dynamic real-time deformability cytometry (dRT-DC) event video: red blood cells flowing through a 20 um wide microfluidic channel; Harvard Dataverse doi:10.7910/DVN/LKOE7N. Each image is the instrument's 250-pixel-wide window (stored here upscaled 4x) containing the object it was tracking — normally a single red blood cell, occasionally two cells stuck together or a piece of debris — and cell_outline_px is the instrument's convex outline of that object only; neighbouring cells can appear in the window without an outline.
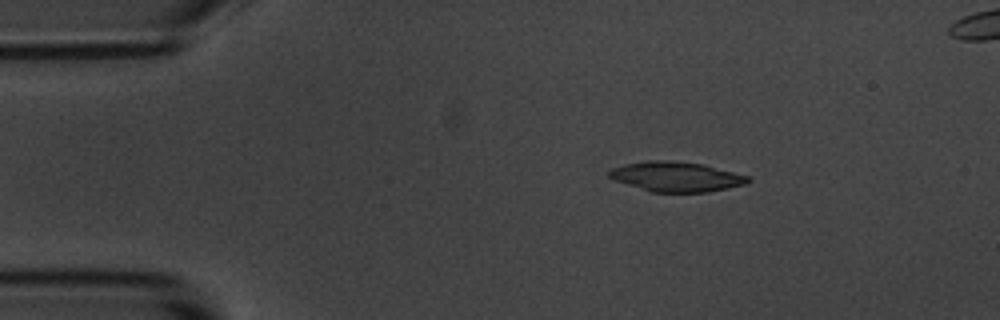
{"species": "common noctule bat (a hibernating species)", "species_latin": "Nyctalus noctula", "temperature_condition": "room temperature", "stored_images_in_passage": 5, "segment_of_instrument_passage": [1, 2], "camera_frame_rate_fps": 3000, "um_per_image_px": 0.085, "animal": {"sex": "male", "body_mass_g": 20.1, "forearm_length_mm": 53.5}, "frame": {"image": 1, "passage_image": 2, "time_ms": 1.333, "image_size_px": [1000, 320], "cell_outline_px": [[752, 180], [744, 184], [728, 188], [708, 192], [652, 192], [616, 180], [608, 176], [608, 172], [612, 168], [624, 164], [648, 160], [668, 160], [704, 164], [748, 176]], "centroid_in_image_um": [57.49, 15.01], "position_along_channel_um": 27.5, "area_um2": 23.99}}